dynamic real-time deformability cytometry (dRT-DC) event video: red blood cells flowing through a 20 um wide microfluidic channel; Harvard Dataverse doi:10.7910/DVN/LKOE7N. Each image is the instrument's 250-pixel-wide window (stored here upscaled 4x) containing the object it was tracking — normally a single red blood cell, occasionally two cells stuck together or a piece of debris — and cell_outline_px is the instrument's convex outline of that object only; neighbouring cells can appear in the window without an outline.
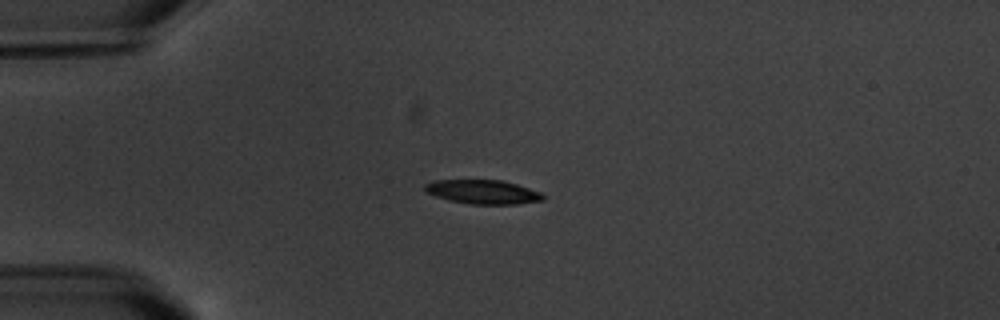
{"species": "common noctule bat (a hibernating species)", "species_latin": "Nyctalus noctula", "temperature_condition": "warm", "stored_images_in_passage": 10, "camera_frame_rate_fps": 3000, "um_per_image_px": 0.085, "animal": {"sex": "male", "body_mass_g": 20.1, "forearm_length_mm": 53.5}, "frame": {"image": 1, "passage_image": 4, "time_ms": 3.333, "image_size_px": [1000, 320], "cell_outline_px": [[544, 200], [516, 204], [472, 204], [448, 200], [424, 192], [424, 184], [436, 180], [500, 180], [516, 184], [540, 192], [544, 196]], "centroid_in_image_um": [41.01, 16.31], "position_along_channel_um": 44.0, "area_um2": 16.47}}
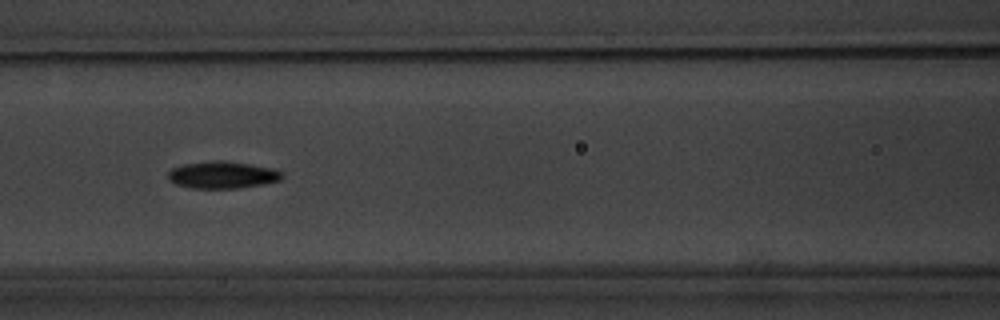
{"frame": {"image": 2, "passage_image": 7, "time_ms": 7.0, "image_size_px": [1000, 320], "cell_outline_px": [[284, 176], [280, 180], [240, 188], [192, 188], [176, 184], [168, 180], [168, 172], [172, 168], [184, 164], [212, 160], [224, 160], [276, 168], [284, 172]], "centroid_in_image_um": [18.93, 14.85], "position_along_channel_um": 147.7, "area_um2": 18.15}}